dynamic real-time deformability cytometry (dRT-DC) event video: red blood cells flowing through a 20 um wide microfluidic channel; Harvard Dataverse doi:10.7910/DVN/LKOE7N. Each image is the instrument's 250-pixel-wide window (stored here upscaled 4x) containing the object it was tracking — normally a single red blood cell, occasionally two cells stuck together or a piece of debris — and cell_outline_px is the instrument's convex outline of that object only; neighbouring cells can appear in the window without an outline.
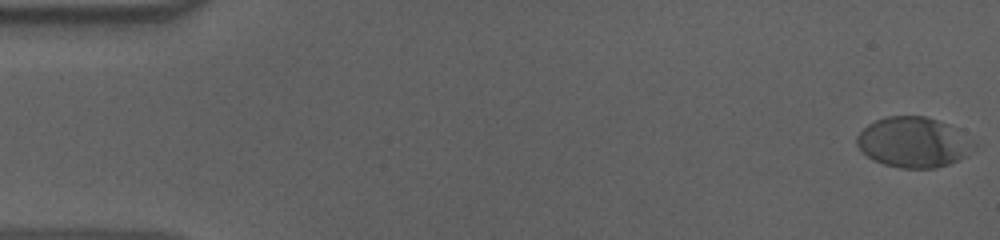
{"species": "human", "species_latin": "Homo sapiens", "temperature_condition": "cold", "stored_images_in_passage": 57, "camera_frame_rate_fps": 3000, "um_per_image_px": 0.085, "donor": {"sex": "male"}, "frame": {"image": 1, "passage_image": 1, "time_ms": 0.0, "image_size_px": [1000, 240], "cell_outline_px": [[976, 144], [968, 156], [960, 160], [936, 168], [900, 168], [884, 164], [872, 160], [856, 144], [856, 136], [868, 124], [876, 120], [888, 116], [924, 116], [948, 124], [972, 140]], "centroid_in_image_um": [77.65, 12.1], "position_along_channel_um": 7.4, "area_um2": 34.22}}
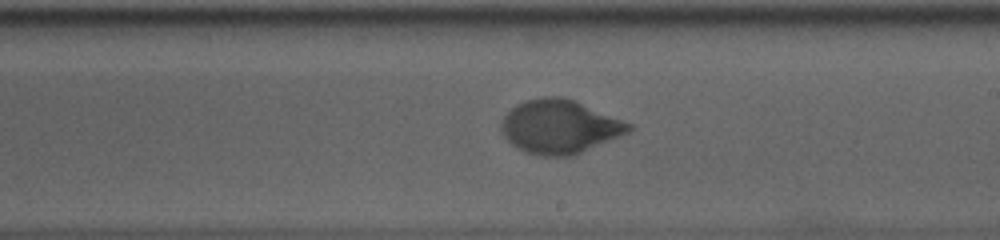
{"frame": {"image": 2, "passage_image": 33, "time_ms": 10.667, "image_size_px": [1000, 240], "cell_outline_px": [[632, 128], [628, 132], [572, 156], [544, 156], [524, 152], [516, 148], [504, 136], [500, 128], [500, 124], [504, 116], [516, 104], [524, 100], [544, 96], [560, 96], [572, 100], [632, 124]], "centroid_in_image_um": [47.5, 10.77], "position_along_channel_um": 241.5, "area_um2": 39.42}}
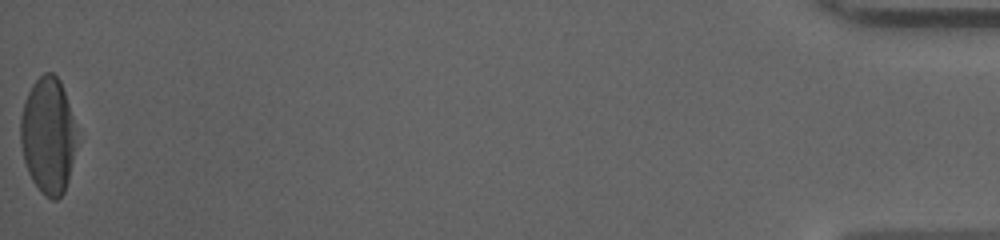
{"frame": {"image": 3, "passage_image": 57, "time_ms": 18.667, "image_size_px": [1000, 240], "cell_outline_px": [[72, 160], [68, 180], [64, 192], [56, 200], [52, 200], [44, 196], [32, 180], [28, 172], [24, 160], [20, 140], [20, 116], [24, 100], [32, 84], [44, 72], [52, 72], [60, 80], [68, 104], [72, 120]], "centroid_in_image_um": [4.01, 11.52], "position_along_channel_um": 431.2, "area_um2": 37.05}, "authors_computed_cell_mechanics": {"area_um2": 38.726, "velocity_mm_per_s": 3.6202, "shape_relaxation_time_tau1_ms": 4.0555, "shape_relaxation_time_tau2_ms": null, "deformation_change_tau1": 0.1847, "deformation_change_tau2": null}}